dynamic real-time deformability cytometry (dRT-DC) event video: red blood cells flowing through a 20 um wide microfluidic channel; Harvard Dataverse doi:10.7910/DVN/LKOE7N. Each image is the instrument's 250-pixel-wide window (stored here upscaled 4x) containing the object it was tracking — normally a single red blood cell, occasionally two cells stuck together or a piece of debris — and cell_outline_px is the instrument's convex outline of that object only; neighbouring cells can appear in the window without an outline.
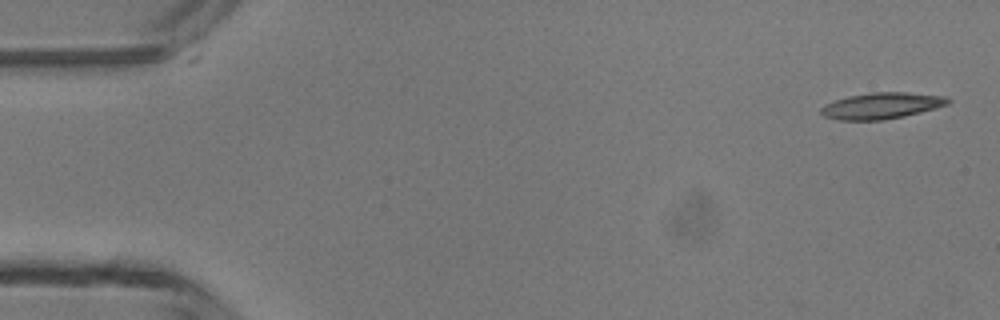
{"species": "common noctule bat (a hibernating species)", "species_latin": "Nyctalus noctula", "temperature_condition": "room temperature", "stored_images_in_passage": 5, "camera_frame_rate_fps": 3000, "um_per_image_px": 0.085, "animal": {"sex": "male", "body_mass_g": 13.3}, "frame": {"image": 1, "passage_image": 1, "time_ms": 0.0, "image_size_px": [1000, 320], "cell_outline_px": [[952, 100], [948, 104], [936, 108], [904, 116], [884, 120], [840, 120], [824, 116], [820, 112], [820, 108], [836, 100], [848, 96], [872, 92], [908, 92], [944, 96]], "centroid_in_image_um": [74.96, 8.98], "position_along_channel_um": 10.0, "area_um2": 19.31}}
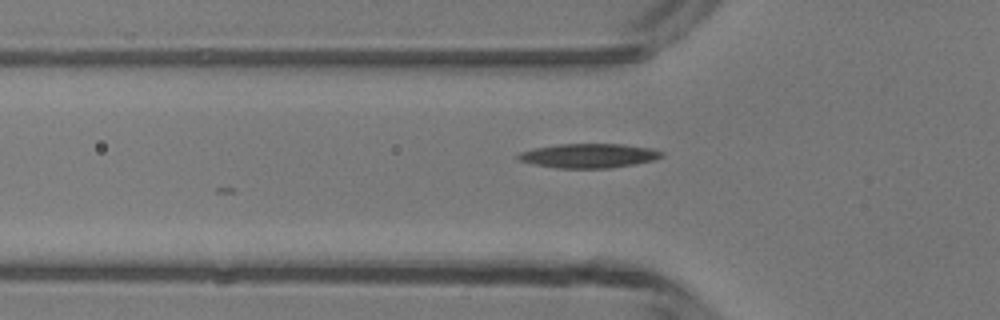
{"frame": {"image": 2, "passage_image": 5, "time_ms": 4.667, "image_size_px": [1000, 320], "cell_outline_px": [[664, 156], [652, 160], [636, 164], [608, 168], [556, 168], [532, 164], [520, 160], [516, 156], [520, 152], [532, 148], [556, 144], [624, 144], [652, 148], [664, 152]], "centroid_in_image_um": [50.04, 13.23], "position_along_channel_um": 75.8, "area_um2": 20.46}}